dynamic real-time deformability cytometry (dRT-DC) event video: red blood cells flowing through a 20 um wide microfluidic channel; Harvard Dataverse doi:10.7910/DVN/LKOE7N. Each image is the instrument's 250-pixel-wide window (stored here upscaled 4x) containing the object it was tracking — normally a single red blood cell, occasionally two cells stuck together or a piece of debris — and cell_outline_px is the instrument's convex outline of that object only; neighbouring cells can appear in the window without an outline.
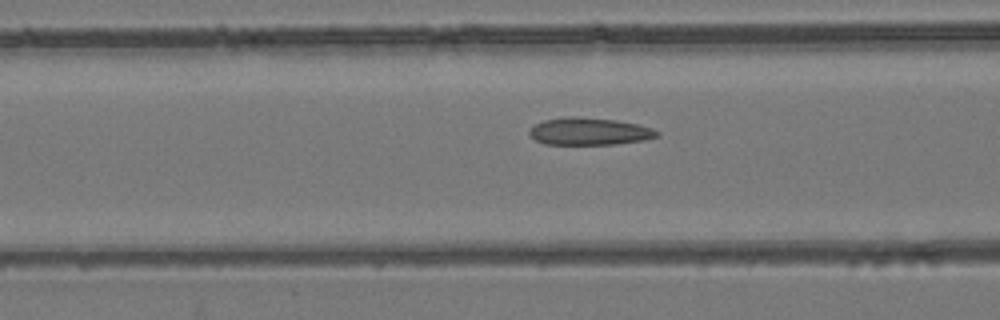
{"species": "common noctule bat (a hibernating species)", "species_latin": "Nyctalus noctula", "temperature_condition": "room temperature", "stored_images_in_passage": 51, "camera_frame_rate_fps": 3000, "um_per_image_px": 0.085, "animal": {"sex": "female", "body_mass_g": 24.6, "forearm_length_mm": 56.2}, "frame": {"image": 1, "passage_image": 22, "time_ms": 7.0, "image_size_px": [1000, 320], "cell_outline_px": [[660, 136], [644, 140], [616, 144], [544, 144], [536, 140], [528, 132], [536, 124], [544, 120], [564, 116], [576, 116], [616, 120], [636, 124], [652, 128], [660, 132]], "centroid_in_image_um": [50.11, 11.16], "position_along_channel_um": 116.5, "area_um2": 20.29}}
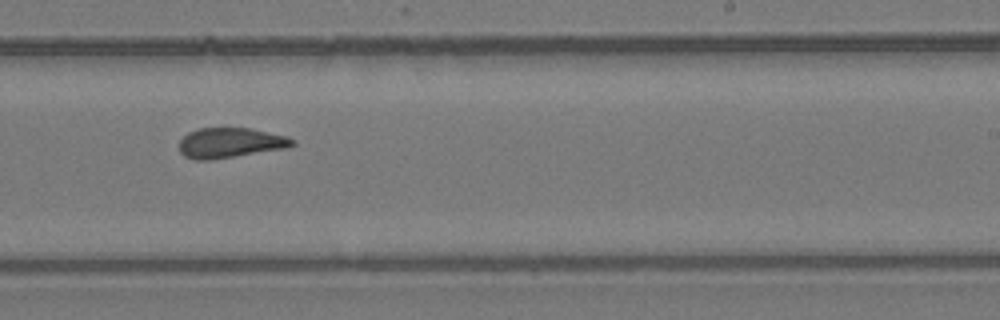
{"frame": {"image": 2, "passage_image": 34, "time_ms": 11.0, "image_size_px": [1000, 320], "cell_outline_px": [[296, 144], [288, 148], [212, 160], [196, 160], [184, 156], [180, 152], [180, 140], [188, 132], [200, 128], [248, 128], [288, 136], [296, 140]], "centroid_in_image_um": [19.6, 12.15], "position_along_channel_um": 269.4, "area_um2": 20.0}}
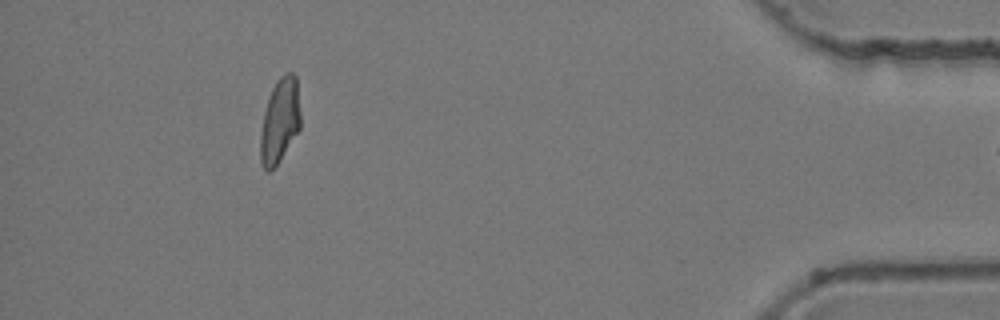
{"frame": {"image": 3, "passage_image": 50, "time_ms": 16.333, "image_size_px": [1000, 320], "cell_outline_px": [[300, 128], [276, 164], [268, 172], [264, 168], [260, 160], [260, 136], [264, 112], [268, 96], [276, 80], [284, 72], [292, 72], [296, 76], [300, 112]], "centroid_in_image_um": [23.77, 10.2], "position_along_channel_um": 411.4, "area_um2": 19.59}}